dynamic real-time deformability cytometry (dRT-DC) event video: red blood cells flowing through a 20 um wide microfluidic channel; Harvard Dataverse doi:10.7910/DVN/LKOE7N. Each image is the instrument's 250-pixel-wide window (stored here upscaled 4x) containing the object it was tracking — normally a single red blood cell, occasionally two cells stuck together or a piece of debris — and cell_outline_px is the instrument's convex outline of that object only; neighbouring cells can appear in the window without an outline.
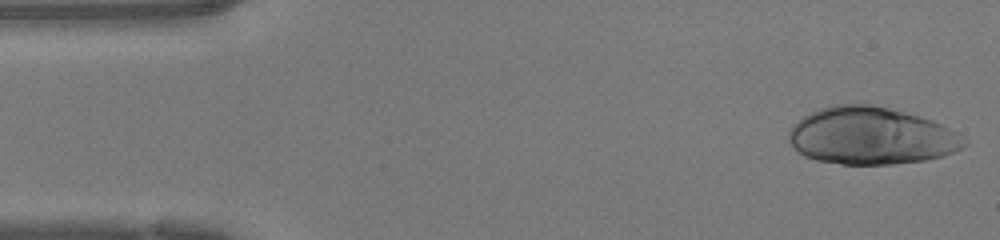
{"species": "human", "species_latin": "Homo sapiens", "temperature_condition": "warm", "stored_images_in_passage": 45, "camera_frame_rate_fps": 3000, "um_per_image_px": 0.085, "donor": {"sex": "female"}, "frame": {"image": 1, "passage_image": 1, "time_ms": 0.0, "image_size_px": [1000, 240], "cell_outline_px": [[968, 144], [944, 156], [924, 160], [892, 164], [840, 164], [816, 160], [804, 156], [792, 148], [788, 140], [788, 132], [792, 124], [796, 120], [820, 108], [832, 104], [872, 104], [888, 108], [932, 120], [964, 136], [968, 140]], "centroid_in_image_um": [74.0, 11.55], "position_along_channel_um": 11.0, "area_um2": 58.72}}
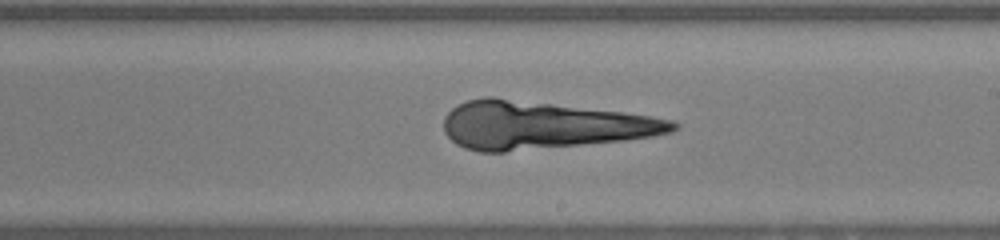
{"frame": {"image": 2, "passage_image": 25, "time_ms": 8.0, "image_size_px": [1000, 240], "cell_outline_px": [[680, 128], [672, 132], [652, 136], [624, 140], [504, 152], [480, 152], [464, 148], [456, 144], [444, 132], [444, 116], [456, 104], [468, 100], [484, 96], [492, 96], [652, 116], [672, 120], [680, 124]], "centroid_in_image_um": [46.1, 10.64], "position_along_channel_um": 242.9, "area_um2": 63.58}}
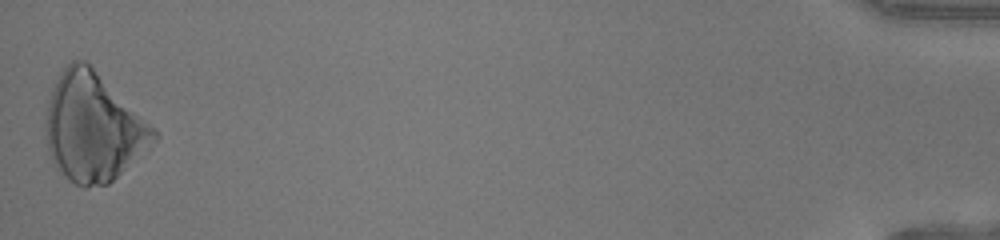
{"frame": {"image": 3, "passage_image": 45, "time_ms": 14.667, "image_size_px": [1000, 240], "cell_outline_px": [[160, 136], [156, 140], [108, 184], [84, 188], [68, 180], [56, 168], [48, 152], [44, 128], [44, 120], [48, 100], [52, 88], [60, 72], [72, 60], [84, 60], [156, 128]], "centroid_in_image_um": [7.88, 10.84], "position_along_channel_um": 427.3, "area_um2": 67.92}}